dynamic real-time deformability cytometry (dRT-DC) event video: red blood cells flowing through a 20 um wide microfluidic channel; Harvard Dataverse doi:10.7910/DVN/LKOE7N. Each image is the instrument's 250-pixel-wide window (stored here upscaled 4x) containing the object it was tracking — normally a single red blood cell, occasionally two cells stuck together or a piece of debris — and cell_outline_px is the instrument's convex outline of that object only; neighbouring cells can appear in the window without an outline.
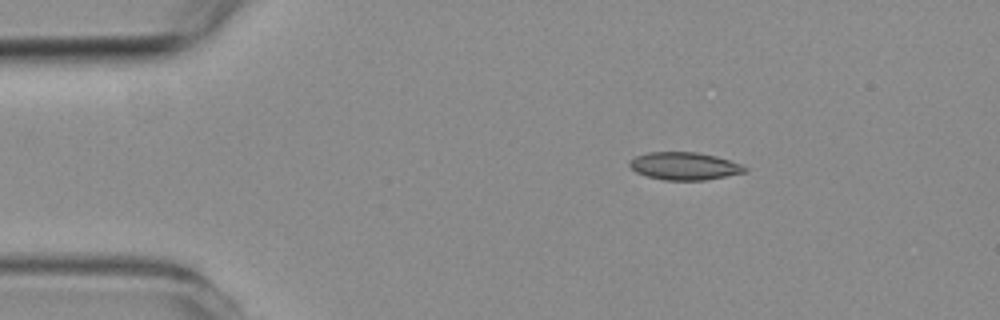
{"species": "common noctule bat (a hibernating species)", "species_latin": "Nyctalus noctula", "temperature_condition": "room temperature", "stored_images_in_passage": 4, "camera_frame_rate_fps": 3000, "um_per_image_px": 0.085, "animal": {"sex": "female", "body_mass_g": 19.3, "forearm_length_mm": 54.1}, "frame": {"image": 1, "passage_image": 1, "time_ms": 0.0, "image_size_px": [1000, 320], "cell_outline_px": [[748, 172], [704, 180], [664, 180], [648, 176], [636, 172], [628, 164], [628, 160], [636, 156], [648, 152], [696, 152], [716, 156], [740, 164], [748, 168]], "centroid_in_image_um": [58.17, 14.11], "position_along_channel_um": 26.8, "area_um2": 18.55}}
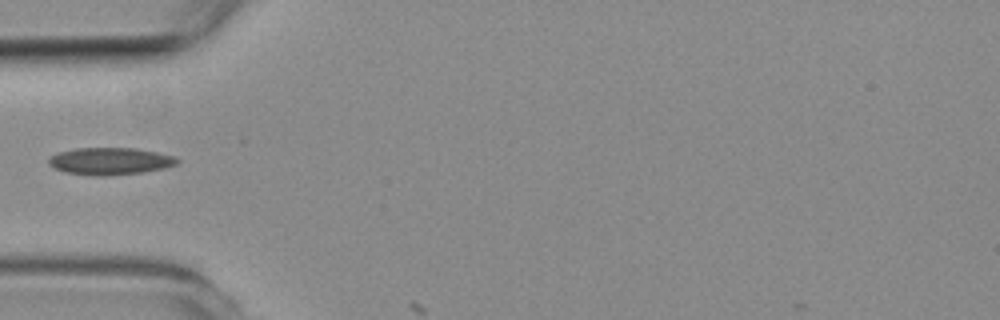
{"frame": {"image": 2, "passage_image": 3, "time_ms": 3.0, "image_size_px": [1000, 320], "cell_outline_px": [[180, 160], [176, 164], [164, 168], [140, 172], [108, 176], [96, 176], [64, 172], [48, 164], [48, 160], [52, 156], [60, 152], [76, 148], [136, 148], [156, 152], [172, 156]], "centroid_in_image_um": [9.35, 13.7], "position_along_channel_um": 75.7, "area_um2": 20.11}}